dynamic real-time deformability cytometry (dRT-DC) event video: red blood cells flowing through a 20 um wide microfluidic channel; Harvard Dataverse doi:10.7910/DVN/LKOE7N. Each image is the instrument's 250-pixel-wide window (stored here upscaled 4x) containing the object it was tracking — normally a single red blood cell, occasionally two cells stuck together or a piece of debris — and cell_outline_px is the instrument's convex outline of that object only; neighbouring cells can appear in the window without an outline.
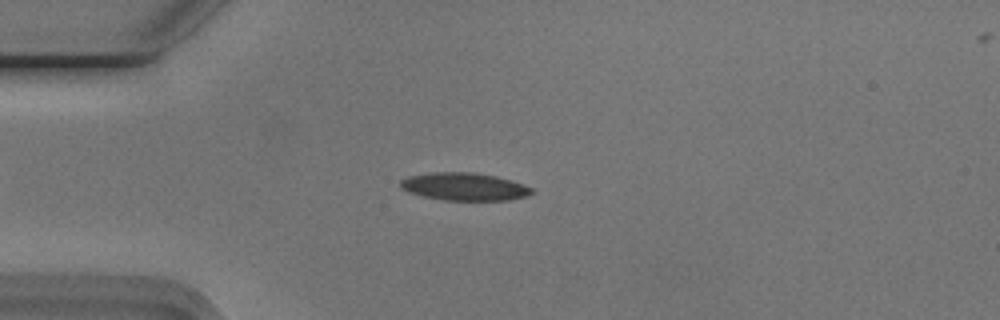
{"species": "Egyptian fruit bat (a non-hibernating species)", "species_latin": "Rousettus aegyptiacus", "temperature_condition": "cold", "stored_images_in_passage": 49, "camera_frame_rate_fps": 3000, "um_per_image_px": 0.085, "animal": {"sex": "male"}, "frame": {"image": 1, "passage_image": 13, "time_ms": 4.0, "image_size_px": [1000, 320], "cell_outline_px": [[536, 192], [528, 196], [508, 200], [444, 200], [424, 196], [408, 192], [400, 188], [400, 180], [408, 176], [432, 172], [472, 172], [496, 176], [532, 188]], "centroid_in_image_um": [39.45, 15.86], "position_along_channel_um": 45.6, "area_um2": 21.15}}
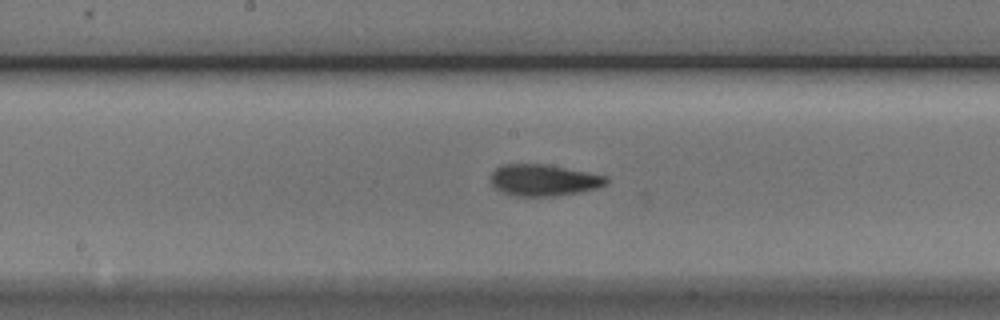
{"frame": {"image": 2, "passage_image": 27, "time_ms": 8.667, "image_size_px": [1000, 320], "cell_outline_px": [[608, 184], [596, 188], [580, 192], [556, 196], [516, 196], [500, 192], [492, 184], [492, 172], [496, 168], [504, 164], [544, 164], [608, 176]], "centroid_in_image_um": [46.23, 15.32], "position_along_channel_um": 202.0, "area_um2": 21.15}}
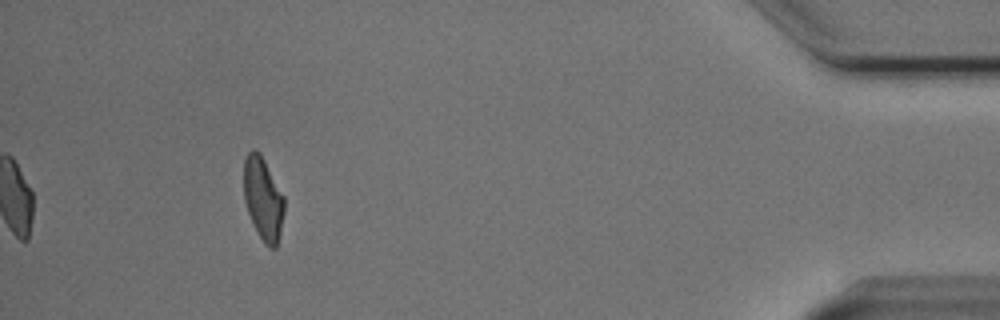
{"frame": {"image": 3, "passage_image": 49, "time_ms": 16.0, "image_size_px": [1000, 320], "cell_outline_px": [[284, 212], [280, 236], [276, 248], [268, 248], [264, 244], [248, 212], [244, 200], [244, 160], [248, 152], [252, 148], [256, 148], [260, 152], [284, 196]], "centroid_in_image_um": [22.37, 16.87], "position_along_channel_um": 412.8, "area_um2": 19.59}, "authors_computed_cell_mechanics": {"area_um2": 20.519, "velocity_mm_per_s": 3.7496, "shape_relaxation_time_tau1_ms": 4.8472, "shape_relaxation_time_tau2_ms": 2.5303, "deformation_change_tau1": 0.1447, "deformation_change_tau2": 0.0936}}